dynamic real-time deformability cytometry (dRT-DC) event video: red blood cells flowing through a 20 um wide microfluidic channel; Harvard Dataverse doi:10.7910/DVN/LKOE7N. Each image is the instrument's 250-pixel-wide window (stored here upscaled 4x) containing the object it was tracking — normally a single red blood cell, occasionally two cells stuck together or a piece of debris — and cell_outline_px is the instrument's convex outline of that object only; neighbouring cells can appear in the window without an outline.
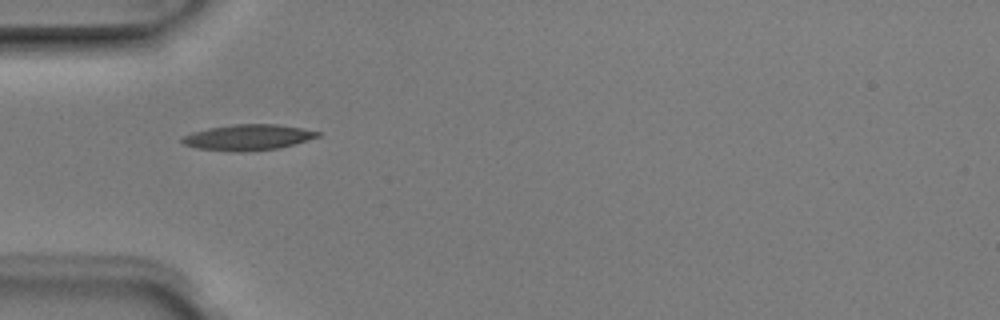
{"species": "Egyptian fruit bat (a non-hibernating species)", "species_latin": "Rousettus aegyptiacus", "temperature_condition": "room temperature", "stored_images_in_passage": 3, "camera_frame_rate_fps": 3000, "um_per_image_px": 0.085, "animal": {"sex": "male"}, "frame": {"image": 1, "passage_image": 1, "time_ms": 0.0, "image_size_px": [1000, 320], "cell_outline_px": [[320, 136], [280, 148], [240, 152], [196, 148], [184, 144], [180, 140], [184, 136], [192, 132], [208, 128], [232, 124], [276, 124], [300, 128], [320, 132]], "centroid_in_image_um": [21.05, 11.67], "position_along_channel_um": 63.9, "area_um2": 20.17}}
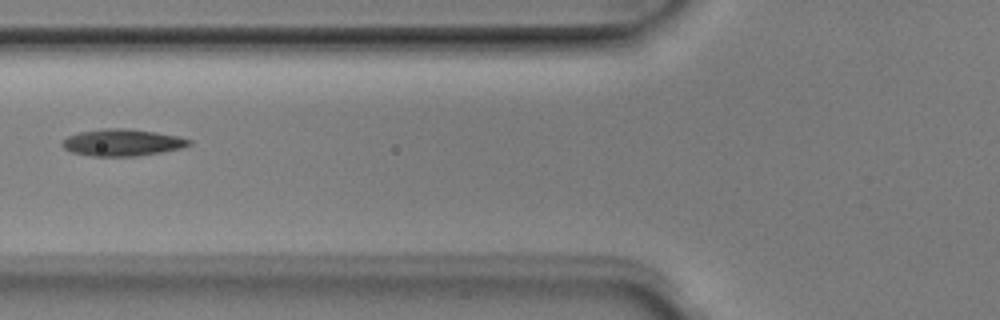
{"frame": {"image": 2, "passage_image": 2, "time_ms": 0.333, "image_size_px": [1000, 320], "cell_outline_px": [[192, 144], [180, 148], [160, 152], [136, 156], [92, 156], [72, 152], [64, 148], [60, 144], [68, 136], [80, 132], [104, 128], [124, 128], [156, 132], [176, 136], [192, 140]], "centroid_in_image_um": [10.38, 12.11], "position_along_channel_um": 115.4, "area_um2": 19.65}}
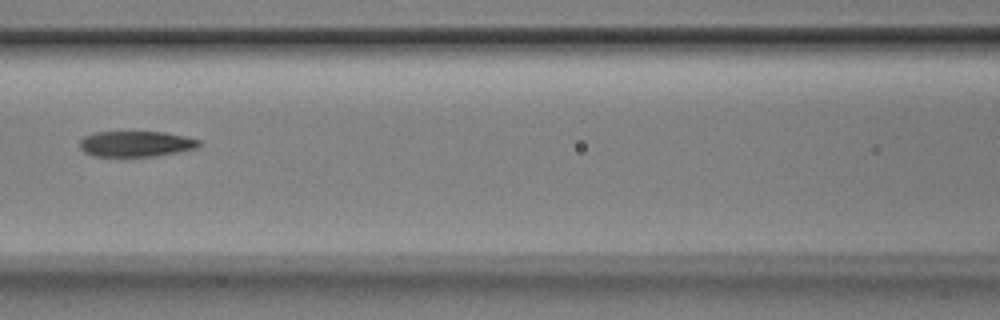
{"frame": {"image": 3, "passage_image": 3, "time_ms": 0.667, "image_size_px": [1000, 320], "cell_outline_px": [[204, 144], [196, 148], [176, 152], [152, 156], [92, 156], [84, 152], [80, 148], [80, 140], [84, 136], [92, 132], [164, 132], [184, 136], [200, 140]], "centroid_in_image_um": [11.54, 12.22], "position_along_channel_um": 155.1, "area_um2": 17.86}}